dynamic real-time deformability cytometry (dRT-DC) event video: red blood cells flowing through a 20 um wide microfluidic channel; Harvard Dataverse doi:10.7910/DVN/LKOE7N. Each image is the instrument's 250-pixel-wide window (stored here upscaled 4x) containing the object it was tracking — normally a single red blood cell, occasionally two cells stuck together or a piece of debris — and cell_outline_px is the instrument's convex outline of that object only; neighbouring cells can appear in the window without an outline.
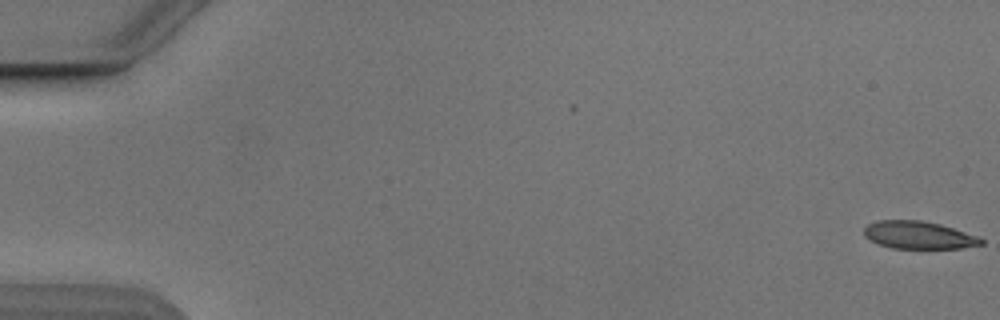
{"species": "Egyptian fruit bat (a non-hibernating species)", "species_latin": "Rousettus aegyptiacus", "temperature_condition": "cold", "stored_images_in_passage": 2, "camera_frame_rate_fps": 3000, "um_per_image_px": 0.085, "animal": {"sex": "male"}, "frame": {"image": 1, "passage_image": 2, "time_ms": 0.333, "image_size_px": [1000, 320], "cell_outline_px": [[984, 244], [960, 248], [892, 248], [868, 240], [864, 236], [864, 228], [868, 224], [880, 220], [920, 220], [940, 224], [980, 236], [984, 240]], "centroid_in_image_um": [78.1, 19.98], "position_along_channel_um": 6.9, "area_um2": 18.9}}